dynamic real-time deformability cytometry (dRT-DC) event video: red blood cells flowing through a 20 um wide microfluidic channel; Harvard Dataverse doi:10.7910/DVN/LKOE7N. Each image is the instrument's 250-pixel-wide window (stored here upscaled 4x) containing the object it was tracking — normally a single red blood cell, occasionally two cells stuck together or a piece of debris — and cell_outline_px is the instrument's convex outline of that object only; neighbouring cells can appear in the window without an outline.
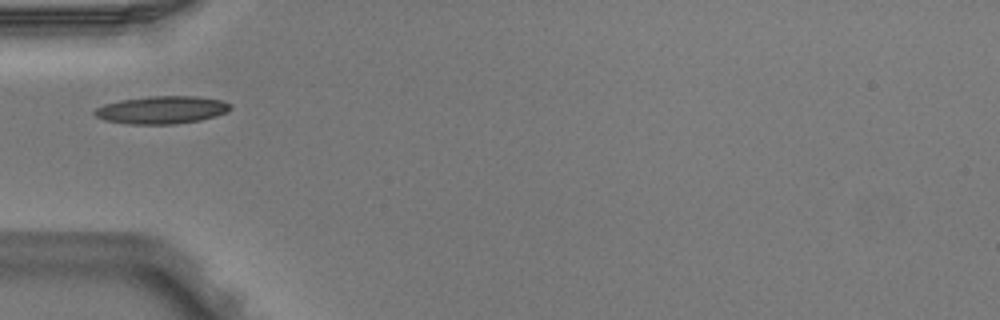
{"species": "Egyptian fruit bat (a non-hibernating species)", "species_latin": "Rousettus aegyptiacus", "temperature_condition": "warm", "stored_images_in_passage": 3, "camera_frame_rate_fps": 3000, "um_per_image_px": 0.085, "animal": {"sex": "male"}, "frame": {"image": 1, "passage_image": 3, "time_ms": 0.667, "image_size_px": [1000, 320], "cell_outline_px": [[232, 108], [216, 116], [200, 120], [176, 124], [128, 124], [104, 120], [96, 116], [92, 112], [96, 108], [104, 104], [120, 100], [152, 96], [196, 96], [224, 100], [232, 104]], "centroid_in_image_um": [13.76, 9.34], "position_along_channel_um": 71.2, "area_um2": 22.02}}